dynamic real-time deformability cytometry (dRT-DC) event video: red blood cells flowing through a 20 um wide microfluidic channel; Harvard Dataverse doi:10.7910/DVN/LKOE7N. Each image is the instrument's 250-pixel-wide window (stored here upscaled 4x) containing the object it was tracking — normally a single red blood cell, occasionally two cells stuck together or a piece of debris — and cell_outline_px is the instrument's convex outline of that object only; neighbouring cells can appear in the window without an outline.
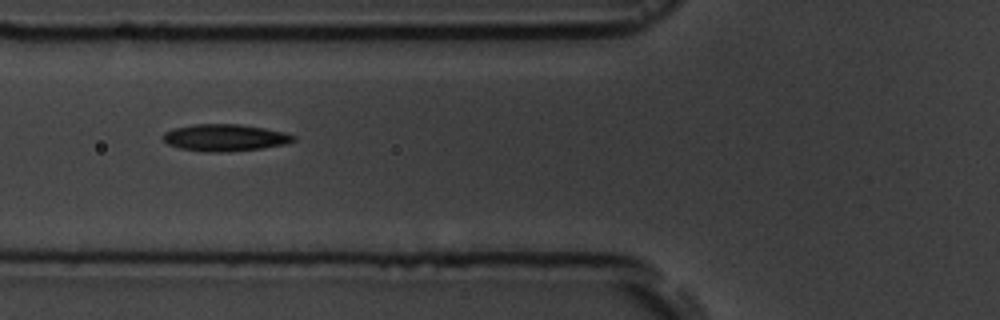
{"species": "common noctule bat (a hibernating species)", "species_latin": "Nyctalus noctula", "temperature_condition": "room temperature", "stored_images_in_passage": 6, "camera_frame_rate_fps": 3000, "um_per_image_px": 0.085, "animal": {"sex": "male", "body_mass_g": 19.5, "forearm_length_mm": 54.6}, "frame": {"image": 1, "passage_image": 4, "time_ms": 4.0, "image_size_px": [1000, 320], "cell_outline_px": [[296, 140], [284, 144], [260, 148], [220, 152], [204, 152], [180, 148], [168, 144], [160, 136], [164, 132], [172, 128], [192, 124], [240, 124], [264, 128], [284, 132], [296, 136]], "centroid_in_image_um": [19.07, 11.69], "position_along_channel_um": 106.7, "area_um2": 20.46}}
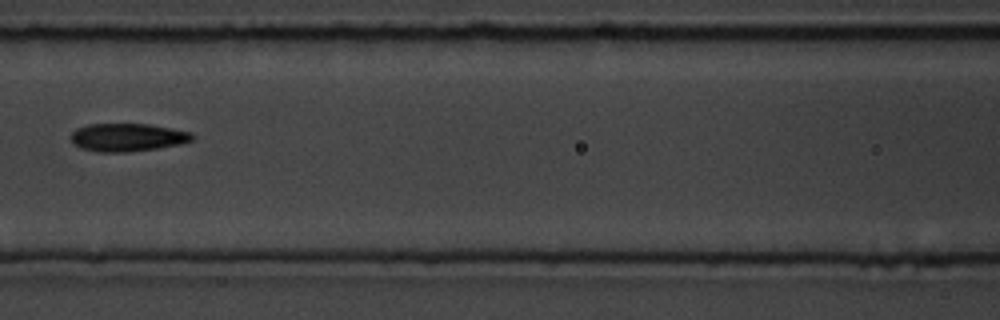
{"frame": {"image": 2, "passage_image": 5, "time_ms": 5.333, "image_size_px": [1000, 320], "cell_outline_px": [[196, 136], [192, 140], [180, 144], [156, 148], [128, 152], [100, 152], [80, 148], [72, 140], [72, 132], [76, 128], [88, 124], [148, 124], [172, 128], [192, 132]], "centroid_in_image_um": [10.87, 11.67], "position_along_channel_um": 155.7, "area_um2": 19.77}}
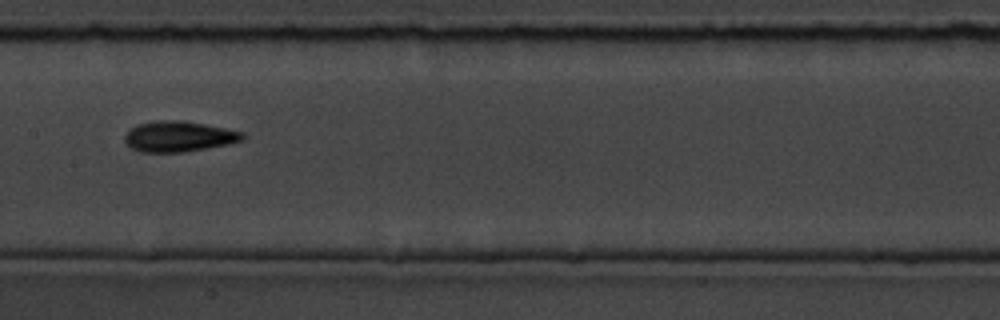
{"frame": {"image": 3, "passage_image": 6, "time_ms": 6.333, "image_size_px": [1000, 320], "cell_outline_px": [[244, 140], [228, 144], [208, 148], [184, 152], [140, 152], [132, 148], [124, 140], [124, 136], [136, 124], [156, 120], [184, 120], [244, 132]], "centroid_in_image_um": [15.2, 11.59], "position_along_channel_um": 192.2, "area_um2": 21.04}}